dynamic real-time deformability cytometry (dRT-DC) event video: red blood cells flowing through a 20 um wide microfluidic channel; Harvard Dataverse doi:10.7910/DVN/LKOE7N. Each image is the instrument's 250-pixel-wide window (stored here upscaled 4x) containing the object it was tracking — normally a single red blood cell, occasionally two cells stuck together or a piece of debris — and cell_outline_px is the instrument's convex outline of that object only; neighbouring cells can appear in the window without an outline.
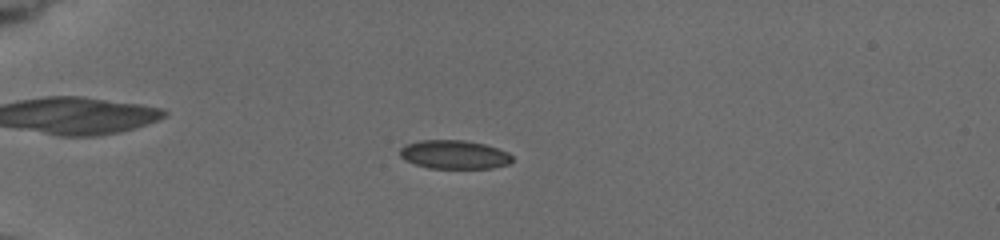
{"species": "common noctule bat (a hibernating species)", "species_latin": "Nyctalus noctula", "temperature_condition": "cold", "stored_images_in_passage": 57, "camera_frame_rate_fps": 3000, "um_per_image_px": 0.085, "animal": {"sex": "female", "body_mass_g": 19.5, "forearm_length_mm": 54.1}, "frame": {"image": 1, "passage_image": 16, "time_ms": 4.333, "image_size_px": [1000, 240], "cell_outline_px": [[512, 160], [508, 164], [492, 168], [428, 168], [404, 160], [400, 156], [400, 148], [404, 144], [420, 140], [464, 140], [484, 144], [508, 152], [512, 156]], "centroid_in_image_um": [38.58, 13.13], "position_along_channel_um": 46.4, "area_um2": 18.79}}
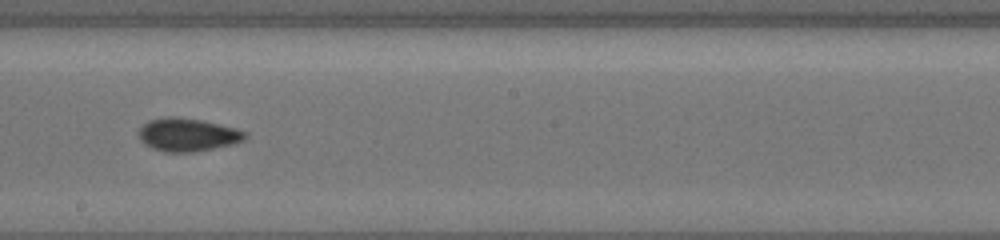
{"frame": {"image": 2, "passage_image": 38, "time_ms": 10.333, "image_size_px": [1000, 240], "cell_outline_px": [[248, 136], [244, 140], [232, 144], [196, 152], [164, 152], [152, 148], [140, 140], [140, 128], [148, 120], [168, 116], [172, 116], [200, 120], [236, 128], [248, 132]], "centroid_in_image_um": [15.97, 11.45], "position_along_channel_um": 232.2, "area_um2": 20.46}}
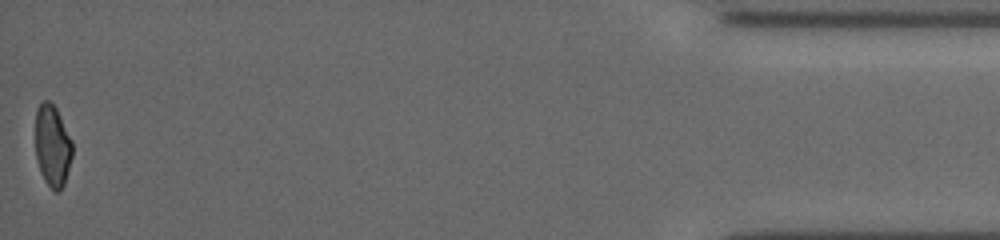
{"frame": {"image": 3, "passage_image": 57, "time_ms": 17.667, "image_size_px": [1000, 240], "cell_outline_px": [[72, 156], [64, 184], [60, 192], [52, 192], [44, 180], [40, 172], [36, 160], [36, 112], [40, 104], [44, 100], [48, 100], [56, 108], [72, 140]], "centroid_in_image_um": [4.46, 12.45], "position_along_channel_um": 430.7, "area_um2": 17.69}, "authors_computed_cell_mechanics": {"area_um2": 19.074, "velocity_mm_per_s": 3.7642, "shape_relaxation_time_tau1_ms": null, "shape_relaxation_time_tau2_ms": 2.0294, "deformation_change_tau1": null, "deformation_change_tau2": 0.0544}}